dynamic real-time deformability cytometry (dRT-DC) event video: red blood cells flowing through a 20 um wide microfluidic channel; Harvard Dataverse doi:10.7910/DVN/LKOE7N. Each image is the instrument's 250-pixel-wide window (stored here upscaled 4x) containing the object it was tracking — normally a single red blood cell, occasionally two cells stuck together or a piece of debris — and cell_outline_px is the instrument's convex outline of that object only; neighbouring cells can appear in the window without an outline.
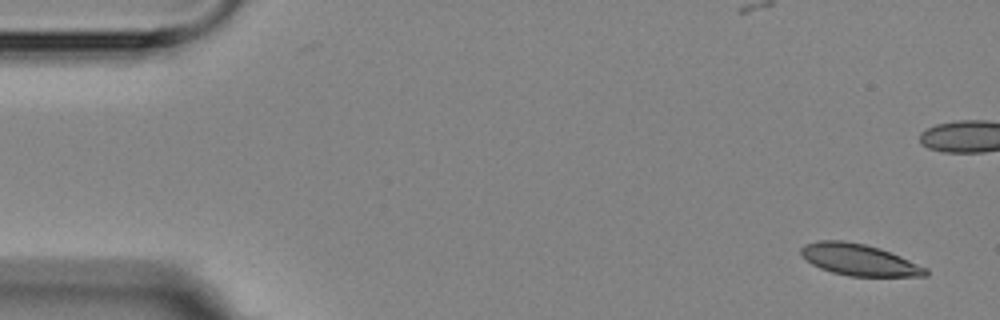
{"species": "Egyptian fruit bat (a non-hibernating species)", "species_latin": "Rousettus aegyptiacus", "temperature_condition": "room temperature", "stored_images_in_passage": 11, "camera_frame_rate_fps": 3000, "um_per_image_px": 0.085, "animal": {"sex": "female"}, "frame": {"image": 1, "passage_image": 1, "time_ms": 0.0, "image_size_px": [1000, 320], "cell_outline_px": [[928, 276], [848, 276], [832, 272], [820, 268], [812, 264], [800, 256], [800, 248], [804, 244], [820, 240], [840, 240], [864, 244], [880, 248], [900, 256], [928, 268]], "centroid_in_image_um": [73.0, 22.08], "position_along_channel_um": 12.0, "area_um2": 22.95}}
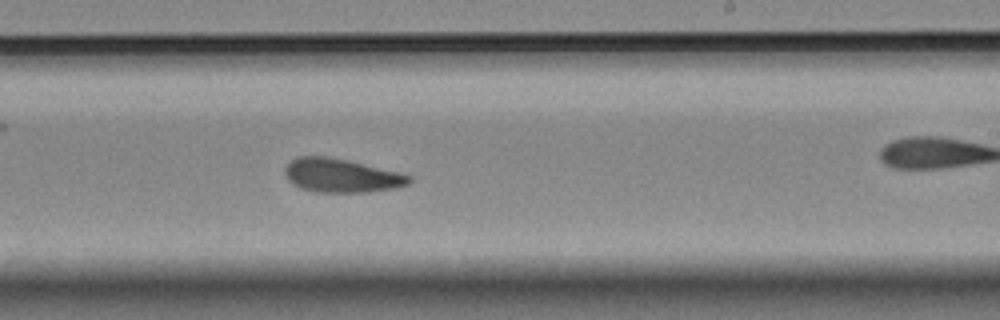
{"frame": {"image": 2, "passage_image": 10, "time_ms": 10.333, "image_size_px": [1000, 320], "cell_outline_px": [[412, 180], [408, 184], [396, 188], [364, 192], [316, 192], [300, 188], [288, 180], [284, 172], [284, 168], [296, 156], [328, 156], [400, 172], [412, 176]], "centroid_in_image_um": [29.01, 14.92], "position_along_channel_um": 260.0, "area_um2": 24.39}}